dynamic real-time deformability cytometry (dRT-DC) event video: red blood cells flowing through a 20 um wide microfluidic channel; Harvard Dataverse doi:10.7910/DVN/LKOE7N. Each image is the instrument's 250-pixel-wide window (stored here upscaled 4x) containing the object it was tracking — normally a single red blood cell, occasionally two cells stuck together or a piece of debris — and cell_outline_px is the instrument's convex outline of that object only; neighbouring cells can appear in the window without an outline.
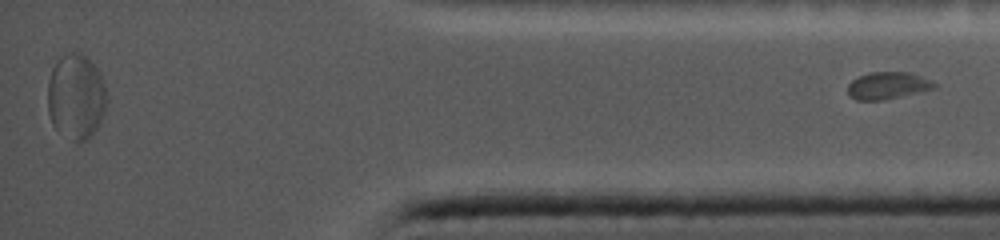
{"species": "common noctule bat (a hibernating species)", "species_latin": "Nyctalus noctula", "temperature_condition": "cold", "stored_images_in_passage": 28, "segment_of_instrument_passage": [2, 2], "camera_frame_rate_fps": 5000, "um_per_image_px": 0.085, "animal": {"sex": "female", "body_mass_g": 19.0, "forearm_length_mm": 56.7}, "frame": {"image": 1, "passage_image": 28, "time_ms": 12.4, "image_size_px": [1000, 240], "cell_outline_px": [[936, 88], [884, 100], [856, 100], [848, 96], [848, 84], [852, 80], [860, 76], [872, 72], [908, 72], [932, 80], [936, 84]], "centroid_in_image_um": [75.45, 7.28], "position_along_channel_um": 359.8, "area_um2": 13.64}}